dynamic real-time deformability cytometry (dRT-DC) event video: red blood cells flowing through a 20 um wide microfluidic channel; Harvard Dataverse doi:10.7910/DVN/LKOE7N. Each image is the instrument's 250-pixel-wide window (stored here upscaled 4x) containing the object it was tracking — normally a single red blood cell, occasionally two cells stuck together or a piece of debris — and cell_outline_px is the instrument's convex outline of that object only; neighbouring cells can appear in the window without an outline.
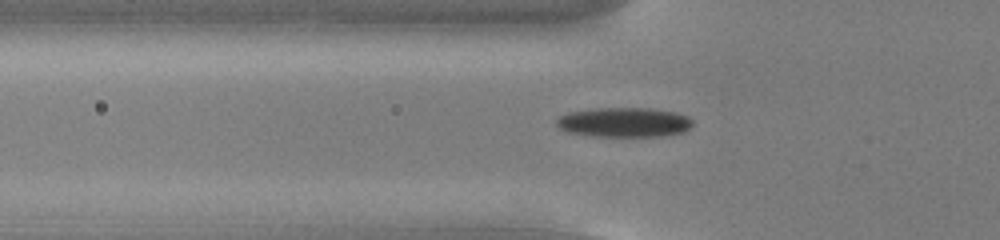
{"species": "common noctule bat (a hibernating species)", "species_latin": "Nyctalus noctula", "temperature_condition": "cold", "stored_images_in_passage": 55, "camera_frame_rate_fps": 3000, "um_per_image_px": 0.085, "animal": {"sex": "male", "body_mass_g": 13.0, "forearm_length_mm": 53.1}, "frame": {"image": 1, "passage_image": 19, "time_ms": 6.0, "image_size_px": [1000, 240], "cell_outline_px": [[692, 124], [684, 132], [664, 136], [592, 136], [568, 132], [560, 128], [556, 124], [556, 120], [560, 116], [568, 112], [596, 108], [652, 108], [676, 112], [688, 116], [692, 120]], "centroid_in_image_um": [53.06, 10.39], "position_along_channel_um": 72.7, "area_um2": 23.58}}
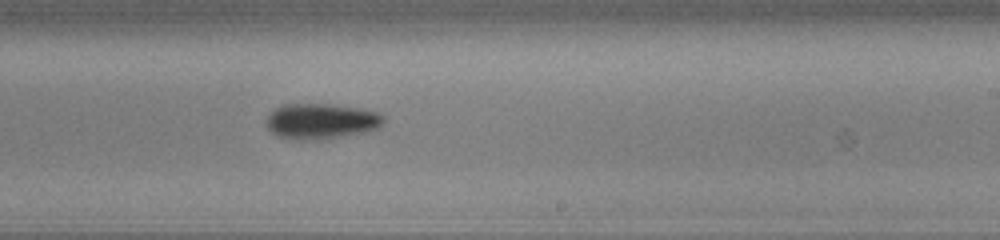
{"frame": {"image": 2, "passage_image": 34, "time_ms": 11.0, "image_size_px": [1000, 240], "cell_outline_px": [[384, 120], [380, 128], [364, 132], [316, 140], [292, 140], [276, 136], [268, 128], [264, 120], [276, 108], [284, 104], [332, 104], [360, 108], [376, 112], [384, 116]], "centroid_in_image_um": [27.27, 10.31], "position_along_channel_um": 261.7, "area_um2": 24.39}}
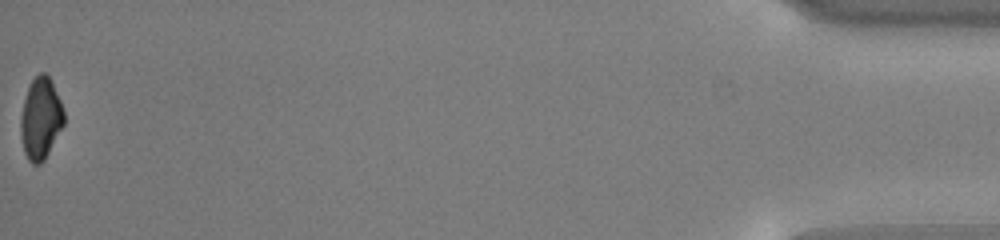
{"frame": {"image": 3, "passage_image": 55, "time_ms": 18.0, "image_size_px": [1000, 240], "cell_outline_px": [[64, 124], [44, 160], [40, 164], [32, 164], [28, 160], [24, 152], [20, 136], [20, 116], [24, 100], [28, 88], [32, 80], [40, 72], [44, 72], [48, 76], [60, 100], [64, 112]], "centroid_in_image_um": [3.44, 10.1], "position_along_channel_um": 431.8, "area_um2": 20.46}, "authors_computed_cell_mechanics": {"area_um2": 21.964, "velocity_mm_per_s": 3.7824, "shape_relaxation_time_tau1_ms": 3.3123, "shape_relaxation_time_tau2_ms": null, "deformation_change_tau1": 0.1176, "deformation_change_tau2": null}}